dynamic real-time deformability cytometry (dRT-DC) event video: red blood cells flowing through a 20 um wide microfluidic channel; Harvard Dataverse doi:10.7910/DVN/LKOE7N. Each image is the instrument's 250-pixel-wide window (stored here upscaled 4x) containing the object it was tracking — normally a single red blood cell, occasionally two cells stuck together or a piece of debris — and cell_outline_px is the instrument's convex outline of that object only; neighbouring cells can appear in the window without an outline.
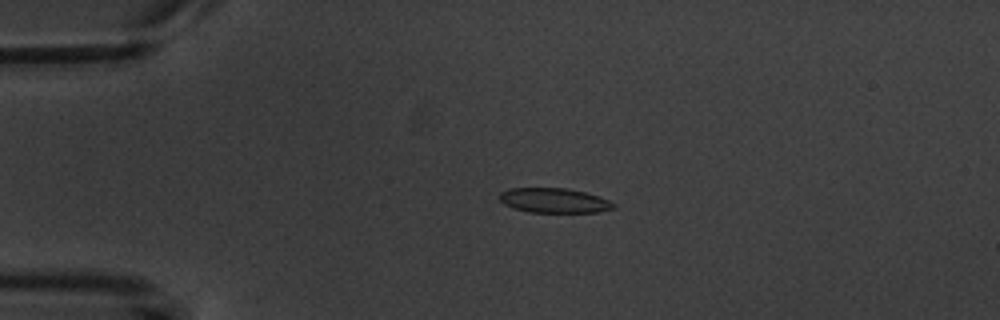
{"species": "common noctule bat (a hibernating species)", "species_latin": "Nyctalus noctula", "temperature_condition": "warm", "stored_images_in_passage": 5, "camera_frame_rate_fps": 3000, "um_per_image_px": 0.085, "animal": {"sex": "male", "body_mass_g": 20.1, "forearm_length_mm": 53.5}, "frame": {"image": 1, "passage_image": 4, "time_ms": 4.333, "image_size_px": [1000, 320], "cell_outline_px": [[616, 208], [600, 212], [528, 212], [512, 208], [504, 204], [500, 200], [500, 192], [508, 188], [564, 188], [584, 192], [608, 200], [616, 204]], "centroid_in_image_um": [47.08, 17.05], "position_along_channel_um": 37.9, "area_um2": 16.42}}